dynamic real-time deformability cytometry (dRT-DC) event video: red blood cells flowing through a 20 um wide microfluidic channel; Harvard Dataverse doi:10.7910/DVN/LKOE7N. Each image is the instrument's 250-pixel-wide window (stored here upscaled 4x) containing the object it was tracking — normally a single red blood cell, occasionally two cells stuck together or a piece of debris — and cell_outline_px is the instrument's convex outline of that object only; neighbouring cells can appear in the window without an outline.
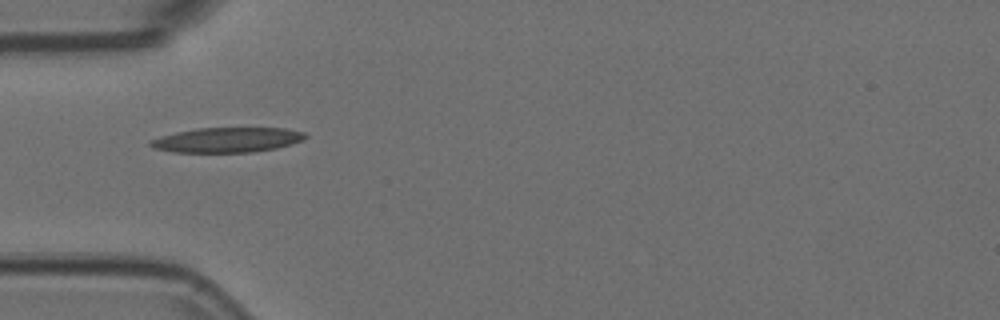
{"species": "Egyptian fruit bat (a non-hibernating species)", "species_latin": "Rousettus aegyptiacus", "temperature_condition": "room temperature", "stored_images_in_passage": 38, "camera_frame_rate_fps": 3000, "um_per_image_px": 0.085, "animal": {"sex": "female"}, "frame": {"image": 1, "passage_image": 1, "time_ms": 0.0, "image_size_px": [1000, 320], "cell_outline_px": [[308, 136], [304, 140], [276, 148], [252, 152], [172, 152], [152, 148], [148, 144], [152, 140], [176, 132], [196, 128], [284, 128], [304, 132]], "centroid_in_image_um": [19.33, 11.89], "position_along_channel_um": 65.7, "area_um2": 22.37}}
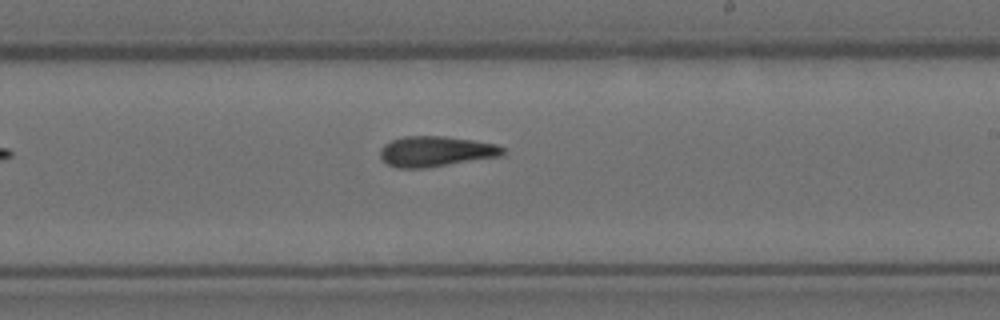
{"frame": {"image": 2, "passage_image": 16, "time_ms": 5.0, "image_size_px": [1000, 320], "cell_outline_px": [[504, 156], [428, 168], [396, 168], [388, 164], [380, 156], [380, 148], [384, 144], [392, 140], [404, 136], [444, 136], [472, 140], [496, 144], [504, 148]], "centroid_in_image_um": [37.06, 12.88], "position_along_channel_um": 251.9, "area_um2": 21.96}}
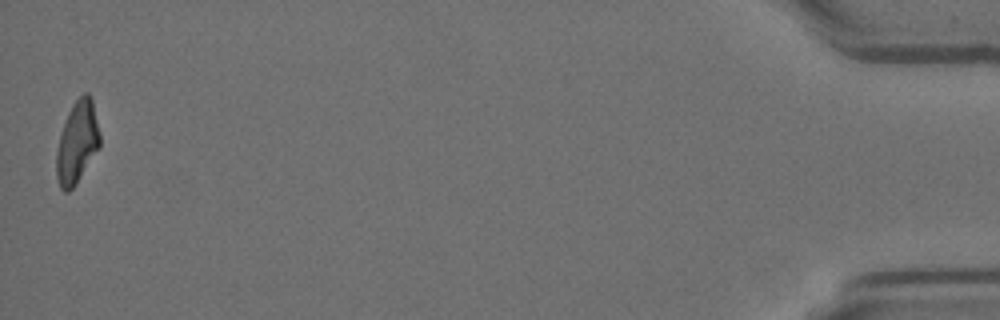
{"frame": {"image": 3, "passage_image": 38, "time_ms": 12.333, "image_size_px": [1000, 320], "cell_outline_px": [[100, 148], [76, 184], [68, 192], [64, 192], [60, 188], [56, 176], [56, 152], [60, 136], [68, 112], [72, 104], [84, 92], [88, 92], [92, 100], [100, 132]], "centroid_in_image_um": [6.57, 12.12], "position_along_channel_um": 428.6, "area_um2": 20.87}, "authors_computed_cell_mechanics": {"area_um2": 21.3571, "velocity_mm_per_s": 3.7229, "shape_relaxation_time_tau1_ms": null, "shape_relaxation_time_tau2_ms": 6.6623, "deformation_change_tau1": null, "deformation_change_tau2": 0.1791}}